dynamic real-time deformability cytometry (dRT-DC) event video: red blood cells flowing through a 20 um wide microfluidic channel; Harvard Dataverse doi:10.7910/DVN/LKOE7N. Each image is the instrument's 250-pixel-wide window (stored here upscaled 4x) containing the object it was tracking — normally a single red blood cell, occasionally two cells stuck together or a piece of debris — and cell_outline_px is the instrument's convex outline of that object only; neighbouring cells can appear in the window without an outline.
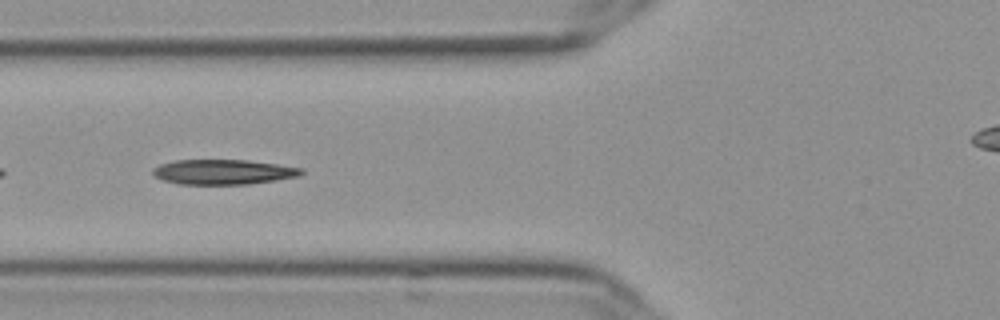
{"species": "Egyptian fruit bat (a non-hibernating species)", "species_latin": "Rousettus aegyptiacus", "temperature_condition": "cold", "stored_images_in_passage": 27, "camera_frame_rate_fps": 3000, "um_per_image_px": 0.085, "frame": {"image": 1, "passage_image": 5, "time_ms": 1.333, "image_size_px": [1000, 320], "cell_outline_px": [[304, 172], [296, 176], [276, 180], [248, 184], [176, 184], [152, 176], [152, 168], [160, 164], [176, 160], [248, 160], [304, 168]], "centroid_in_image_um": [18.93, 14.61], "position_along_channel_um": 106.9, "area_um2": 21.62}}
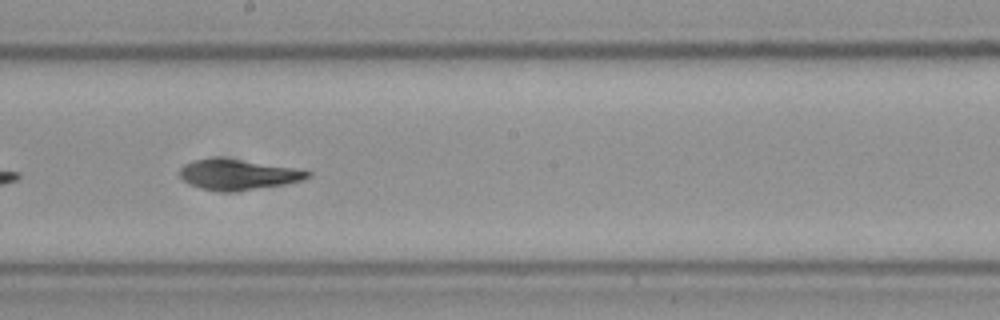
{"frame": {"image": 2, "passage_image": 15, "time_ms": 4.667, "image_size_px": [1000, 320], "cell_outline_px": [[312, 176], [304, 180], [284, 184], [228, 192], [200, 188], [188, 184], [180, 176], [180, 168], [184, 164], [192, 160], [240, 160], [300, 168], [312, 172]], "centroid_in_image_um": [20.3, 14.85], "position_along_channel_um": 227.9, "area_um2": 22.14}}
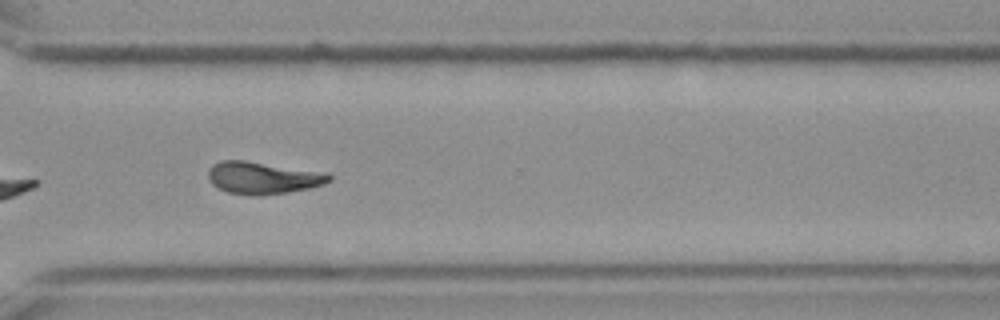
{"frame": {"image": 3, "passage_image": 25, "time_ms": 8.0, "image_size_px": [1000, 320], "cell_outline_px": [[332, 180], [324, 184], [308, 188], [288, 192], [256, 196], [228, 192], [212, 184], [208, 180], [208, 168], [212, 164], [220, 160], [244, 160], [328, 172], [332, 176]], "centroid_in_image_um": [22.35, 15.1], "position_along_channel_um": 348.2, "area_um2": 22.89}, "authors_computed_cell_mechanics": {"area_um2": 21.9062, "velocity_mm_per_s": 3.6117, "shape_relaxation_time_tau1_ms": 9.2725, "shape_relaxation_time_tau2_ms": 3.246, "deformation_change_tau1": 0.2489, "deformation_change_tau2": 0.1135}}